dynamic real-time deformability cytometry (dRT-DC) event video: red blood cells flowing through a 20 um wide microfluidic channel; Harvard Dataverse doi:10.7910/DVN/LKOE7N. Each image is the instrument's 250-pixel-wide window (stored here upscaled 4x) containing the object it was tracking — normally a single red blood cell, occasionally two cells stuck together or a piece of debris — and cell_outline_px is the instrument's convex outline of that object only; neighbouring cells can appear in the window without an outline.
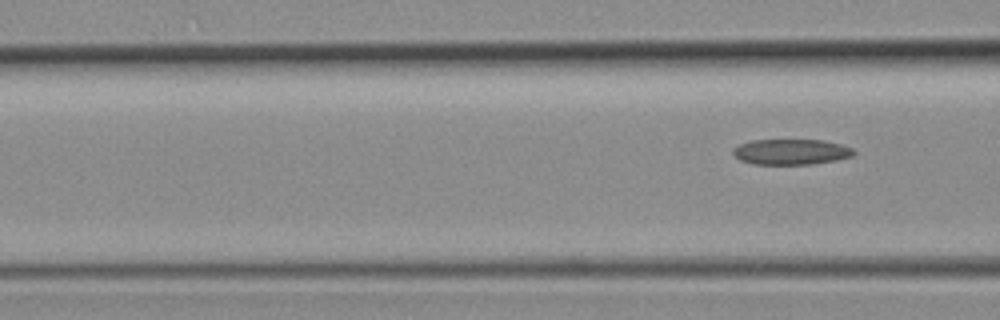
{"species": "common noctule bat (a hibernating species)", "species_latin": "Nyctalus noctula", "temperature_condition": "room temperature", "stored_images_in_passage": 6, "camera_frame_rate_fps": 3000, "um_per_image_px": 0.085, "animal": {"sex": "female", "body_mass_g": 19.3, "forearm_length_mm": 54.1}, "frame": {"image": 1, "passage_image": 6, "time_ms": 1.667, "image_size_px": [1000, 320], "cell_outline_px": [[856, 152], [852, 156], [836, 160], [812, 164], [752, 164], [740, 160], [732, 152], [732, 148], [740, 144], [752, 140], [820, 140], [840, 144], [852, 148]], "centroid_in_image_um": [67.22, 12.91], "position_along_channel_um": 99.4, "area_um2": 17.92}}